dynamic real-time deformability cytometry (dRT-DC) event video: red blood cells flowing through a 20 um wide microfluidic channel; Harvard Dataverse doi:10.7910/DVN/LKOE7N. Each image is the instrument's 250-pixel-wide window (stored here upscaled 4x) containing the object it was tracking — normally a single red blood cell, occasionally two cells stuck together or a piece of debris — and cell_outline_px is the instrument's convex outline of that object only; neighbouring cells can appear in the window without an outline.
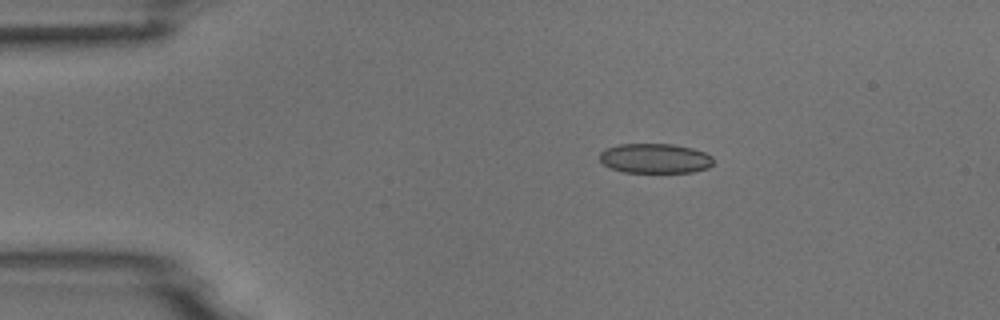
{"species": "common noctule bat (a hibernating species)", "species_latin": "Nyctalus noctula", "temperature_condition": "room temperature", "stored_images_in_passage": 4, "camera_frame_rate_fps": 3000, "um_per_image_px": 0.085, "animal": {"sex": "male", "body_mass_g": 18.8}, "frame": {"image": 1, "passage_image": 2, "time_ms": 1.0, "image_size_px": [1000, 320], "cell_outline_px": [[712, 164], [708, 168], [692, 172], [624, 172], [612, 168], [604, 164], [600, 160], [600, 152], [604, 148], [620, 144], [672, 144], [692, 148], [704, 152], [712, 156]], "centroid_in_image_um": [55.67, 13.46], "position_along_channel_um": 29.3, "area_um2": 19.65}}